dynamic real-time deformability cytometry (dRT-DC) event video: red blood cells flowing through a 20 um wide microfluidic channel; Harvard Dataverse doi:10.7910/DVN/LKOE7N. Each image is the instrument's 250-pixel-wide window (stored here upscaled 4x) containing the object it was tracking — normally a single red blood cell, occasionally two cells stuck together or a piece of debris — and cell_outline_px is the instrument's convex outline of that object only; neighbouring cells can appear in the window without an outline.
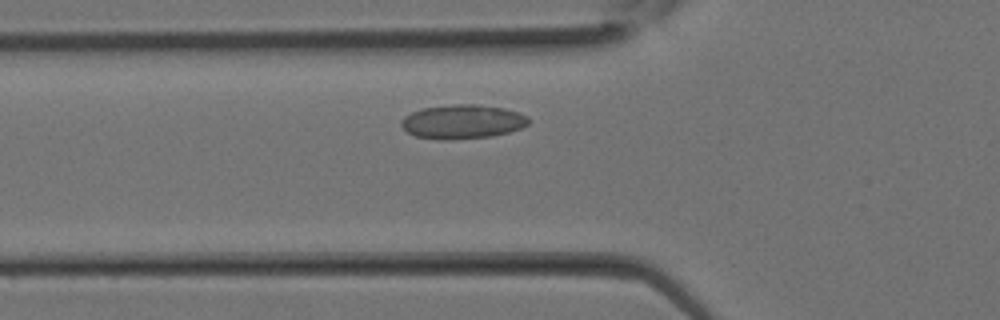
{"species": "Egyptian fruit bat (a non-hibernating species)", "species_latin": "Rousettus aegyptiacus", "temperature_condition": "room temperature", "stored_images_in_passage": 15, "camera_frame_rate_fps": 3000, "um_per_image_px": 0.085, "animal": {"sex": "female"}, "frame": {"image": 1, "passage_image": 5, "time_ms": 1.333, "image_size_px": [1000, 320], "cell_outline_px": [[528, 124], [520, 128], [508, 132], [492, 136], [452, 140], [444, 140], [416, 136], [408, 132], [400, 124], [400, 120], [404, 116], [420, 108], [452, 104], [476, 104], [504, 108], [528, 116]], "centroid_in_image_um": [39.28, 10.34], "position_along_channel_um": 86.5, "area_um2": 25.32}}
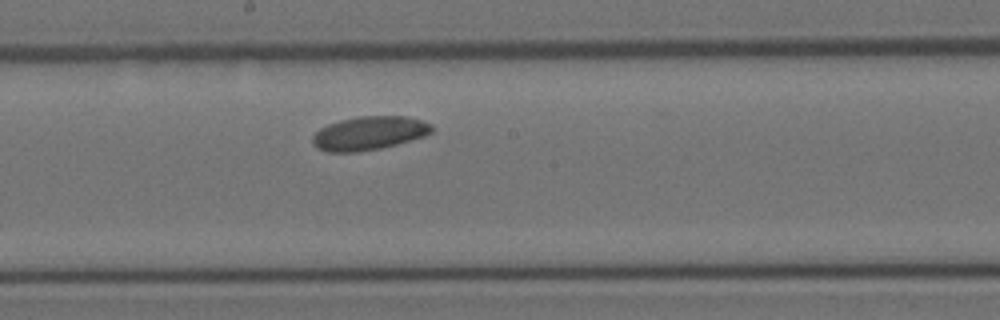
{"frame": {"image": 2, "passage_image": 11, "time_ms": 3.333, "image_size_px": [1000, 320], "cell_outline_px": [[432, 132], [424, 136], [396, 144], [380, 148], [356, 152], [328, 152], [316, 148], [312, 144], [312, 136], [320, 128], [328, 124], [340, 120], [356, 116], [404, 116], [424, 120], [432, 124]], "centroid_in_image_um": [31.35, 11.31], "position_along_channel_um": 216.8, "area_um2": 23.47}}
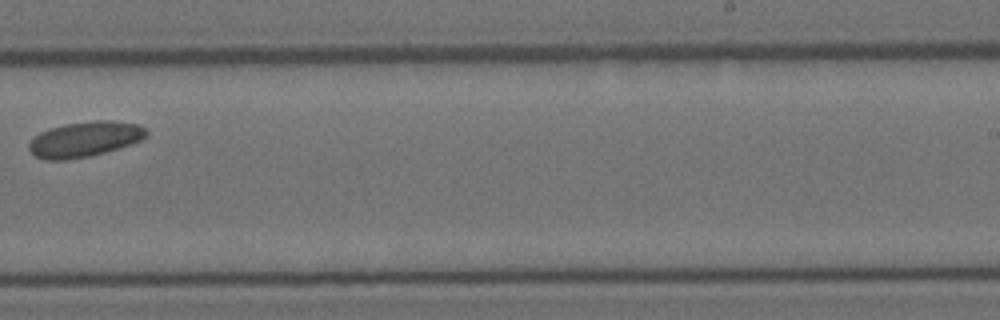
{"frame": {"image": 3, "passage_image": 14, "time_ms": 4.333, "image_size_px": [1000, 320], "cell_outline_px": [[148, 136], [132, 144], [104, 152], [88, 156], [64, 160], [44, 160], [36, 156], [28, 148], [28, 144], [40, 132], [64, 124], [96, 120], [108, 120], [140, 124], [148, 132]], "centroid_in_image_um": [7.23, 11.83], "position_along_channel_um": 281.8, "area_um2": 23.99}}